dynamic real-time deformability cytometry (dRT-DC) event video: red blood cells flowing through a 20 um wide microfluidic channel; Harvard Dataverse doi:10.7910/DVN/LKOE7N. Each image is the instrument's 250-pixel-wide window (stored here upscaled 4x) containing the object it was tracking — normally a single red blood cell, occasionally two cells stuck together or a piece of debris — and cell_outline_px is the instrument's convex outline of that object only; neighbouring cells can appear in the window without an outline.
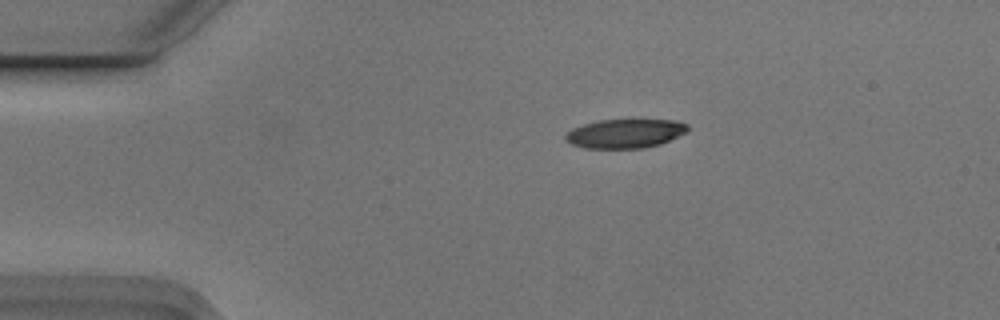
{"species": "Egyptian fruit bat (a non-hibernating species)", "species_latin": "Rousettus aegyptiacus", "temperature_condition": "cold", "stored_images_in_passage": 5, "segment_of_instrument_passage": [1, 2], "camera_frame_rate_fps": 3000, "um_per_image_px": 0.085, "animal": {"sex": "male"}, "frame": {"image": 1, "passage_image": 3, "time_ms": 0.667, "image_size_px": [1000, 320], "cell_outline_px": [[688, 132], [660, 144], [644, 148], [584, 148], [572, 144], [564, 140], [564, 136], [572, 128], [584, 124], [600, 120], [676, 120], [688, 124]], "centroid_in_image_um": [53.14, 11.35], "position_along_channel_um": 31.9, "area_um2": 20.69}}